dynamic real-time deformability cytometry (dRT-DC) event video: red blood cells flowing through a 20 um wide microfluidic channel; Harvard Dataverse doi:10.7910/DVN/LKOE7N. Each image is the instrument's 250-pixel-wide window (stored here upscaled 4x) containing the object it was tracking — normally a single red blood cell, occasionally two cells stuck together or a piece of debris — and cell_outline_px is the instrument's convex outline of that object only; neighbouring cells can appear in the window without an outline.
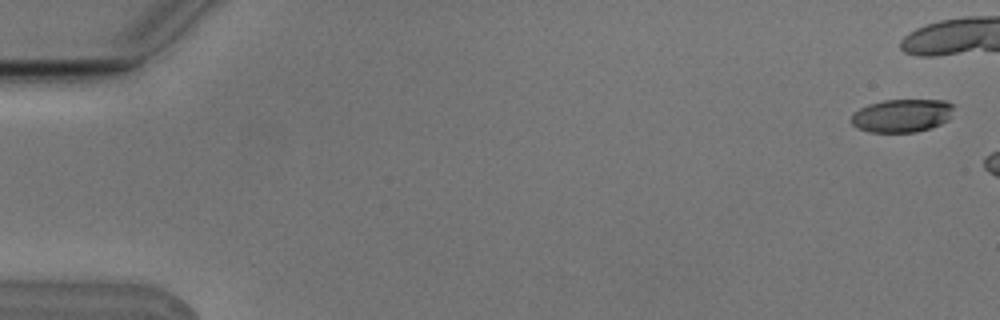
{"species": "Egyptian fruit bat (a non-hibernating species)", "species_latin": "Rousettus aegyptiacus", "temperature_condition": "cold", "stored_images_in_passage": 3, "camera_frame_rate_fps": 3000, "um_per_image_px": 0.085, "animal": {"sex": "male"}, "frame": {"image": 1, "passage_image": 1, "time_ms": 0.0, "image_size_px": [1000, 320], "cell_outline_px": [[956, 104], [948, 120], [940, 124], [916, 132], [868, 132], [852, 124], [852, 116], [860, 108], [868, 104], [884, 100], [944, 100]], "centroid_in_image_um": [76.71, 9.81], "position_along_channel_um": 8.3, "area_um2": 19.71}}